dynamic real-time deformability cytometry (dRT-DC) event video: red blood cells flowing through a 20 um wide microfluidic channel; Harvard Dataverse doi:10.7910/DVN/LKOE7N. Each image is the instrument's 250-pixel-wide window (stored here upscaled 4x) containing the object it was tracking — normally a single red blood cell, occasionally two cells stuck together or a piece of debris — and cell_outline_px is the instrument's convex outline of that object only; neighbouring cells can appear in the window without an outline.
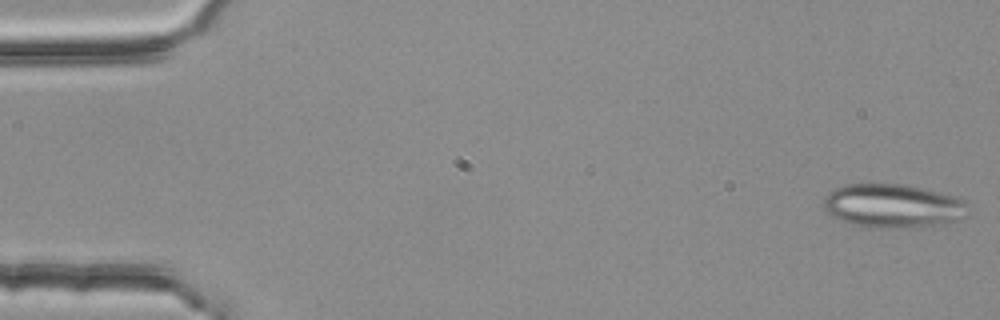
{"species": "common noctule bat (a hibernating species)", "species_latin": "Nyctalus noctula", "temperature_condition": "room temperature", "stored_images_in_passage": 4, "camera_frame_rate_fps": 3000, "um_per_image_px": 0.085, "animal": {"sex": "female", "body_mass_g": 25.1}, "frame": {"image": 1, "passage_image": 1, "time_ms": 0.0, "image_size_px": [1000, 320], "cell_outline_px": [[968, 204], [964, 216], [944, 224], [920, 228], [872, 228], [852, 224], [840, 220], [828, 212], [824, 208], [824, 196], [836, 188], [844, 184], [904, 184], [956, 196], [964, 200]], "centroid_in_image_um": [75.9, 17.51], "position_along_channel_um": 9.1, "area_um2": 36.99}}